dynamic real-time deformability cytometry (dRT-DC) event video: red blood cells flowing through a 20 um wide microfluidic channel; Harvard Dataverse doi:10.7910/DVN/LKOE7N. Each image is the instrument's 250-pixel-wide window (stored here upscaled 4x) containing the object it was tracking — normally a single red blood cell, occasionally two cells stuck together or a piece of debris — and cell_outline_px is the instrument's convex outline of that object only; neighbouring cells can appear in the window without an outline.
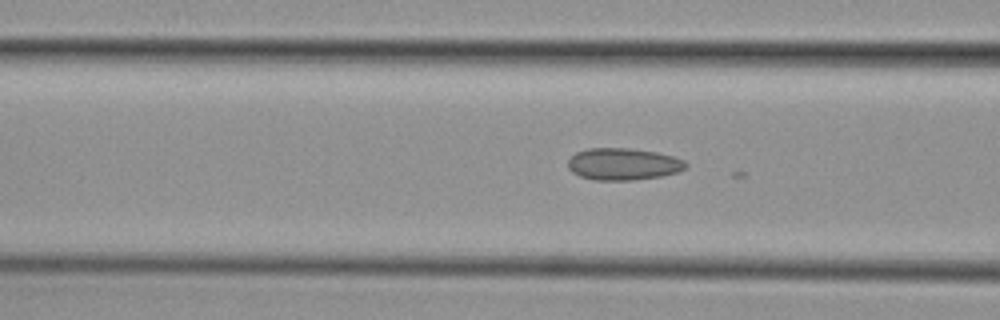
{"species": "common noctule bat (a hibernating species)", "species_latin": "Nyctalus noctula", "temperature_condition": "cold", "stored_images_in_passage": 27, "camera_frame_rate_fps": 3000, "um_per_image_px": 0.085, "animal": {"sex": "female", "body_mass_g": 29.2, "forearm_length_mm": 56.3}, "frame": {"image": 1, "passage_image": 21, "time_ms": 6.667, "image_size_px": [1000, 320], "cell_outline_px": [[688, 164], [684, 168], [676, 172], [660, 176], [632, 180], [596, 180], [580, 176], [572, 172], [568, 168], [568, 160], [576, 152], [588, 148], [628, 148], [656, 152], [672, 156], [684, 160]], "centroid_in_image_um": [52.94, 13.94], "position_along_channel_um": 113.7, "area_um2": 21.79}}